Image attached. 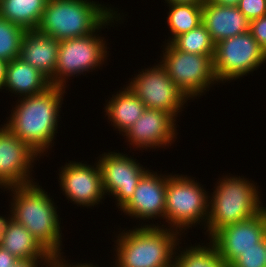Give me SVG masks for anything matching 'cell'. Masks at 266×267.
Listing matches in <instances>:
<instances>
[{"label": "cell", "instance_id": "cell-1", "mask_svg": "<svg viewBox=\"0 0 266 267\" xmlns=\"http://www.w3.org/2000/svg\"><path fill=\"white\" fill-rule=\"evenodd\" d=\"M65 90L51 86L41 94L17 99L3 123L41 158L54 146Z\"/></svg>", "mask_w": 266, "mask_h": 267}, {"label": "cell", "instance_id": "cell-2", "mask_svg": "<svg viewBox=\"0 0 266 267\" xmlns=\"http://www.w3.org/2000/svg\"><path fill=\"white\" fill-rule=\"evenodd\" d=\"M2 190L9 192L12 197L9 201L11 210L8 215L24 226L51 255L64 253L61 252V218L58 206L50 197V193L48 195L46 189L37 181Z\"/></svg>", "mask_w": 266, "mask_h": 267}, {"label": "cell", "instance_id": "cell-3", "mask_svg": "<svg viewBox=\"0 0 266 267\" xmlns=\"http://www.w3.org/2000/svg\"><path fill=\"white\" fill-rule=\"evenodd\" d=\"M133 228H119L112 238L113 263L118 267H174L175 249L183 234L163 226Z\"/></svg>", "mask_w": 266, "mask_h": 267}, {"label": "cell", "instance_id": "cell-4", "mask_svg": "<svg viewBox=\"0 0 266 267\" xmlns=\"http://www.w3.org/2000/svg\"><path fill=\"white\" fill-rule=\"evenodd\" d=\"M244 177L222 175L213 192L209 193V216L204 232L208 235L207 240L219 229L249 219L266 207L263 206V194L258 190L257 183Z\"/></svg>", "mask_w": 266, "mask_h": 267}, {"label": "cell", "instance_id": "cell-5", "mask_svg": "<svg viewBox=\"0 0 266 267\" xmlns=\"http://www.w3.org/2000/svg\"><path fill=\"white\" fill-rule=\"evenodd\" d=\"M105 5L95 0H48L37 30L59 41L88 36L117 11Z\"/></svg>", "mask_w": 266, "mask_h": 267}, {"label": "cell", "instance_id": "cell-6", "mask_svg": "<svg viewBox=\"0 0 266 267\" xmlns=\"http://www.w3.org/2000/svg\"><path fill=\"white\" fill-rule=\"evenodd\" d=\"M190 177L167 173L165 226L164 223L160 225L156 221L154 226L178 230L181 234H188V230L197 224L204 226L201 228L205 230L209 216V191L205 190L204 185L197 182L195 177Z\"/></svg>", "mask_w": 266, "mask_h": 267}, {"label": "cell", "instance_id": "cell-7", "mask_svg": "<svg viewBox=\"0 0 266 267\" xmlns=\"http://www.w3.org/2000/svg\"><path fill=\"white\" fill-rule=\"evenodd\" d=\"M120 14L124 13H119L117 10L96 32L88 36L60 41L54 86L68 89L66 82H69L68 79L71 80L70 77L75 78L81 74L85 76L86 72H93L98 68L101 69L103 64L105 65L110 51H107L109 48L105 37H101V31L108 28V25L114 27L116 21H119V24H121L120 21L123 23L124 15Z\"/></svg>", "mask_w": 266, "mask_h": 267}, {"label": "cell", "instance_id": "cell-8", "mask_svg": "<svg viewBox=\"0 0 266 267\" xmlns=\"http://www.w3.org/2000/svg\"><path fill=\"white\" fill-rule=\"evenodd\" d=\"M162 49L163 54L158 62L189 102L209 92L215 84L218 85L212 55L182 52L172 43H165Z\"/></svg>", "mask_w": 266, "mask_h": 267}, {"label": "cell", "instance_id": "cell-9", "mask_svg": "<svg viewBox=\"0 0 266 267\" xmlns=\"http://www.w3.org/2000/svg\"><path fill=\"white\" fill-rule=\"evenodd\" d=\"M264 63L266 64V52L250 31L215 44L213 65L219 84L244 78Z\"/></svg>", "mask_w": 266, "mask_h": 267}, {"label": "cell", "instance_id": "cell-10", "mask_svg": "<svg viewBox=\"0 0 266 267\" xmlns=\"http://www.w3.org/2000/svg\"><path fill=\"white\" fill-rule=\"evenodd\" d=\"M138 71L126 84L130 90L146 108L165 111L177 119L189 99L174 84L165 68L157 61L153 66Z\"/></svg>", "mask_w": 266, "mask_h": 267}, {"label": "cell", "instance_id": "cell-11", "mask_svg": "<svg viewBox=\"0 0 266 267\" xmlns=\"http://www.w3.org/2000/svg\"><path fill=\"white\" fill-rule=\"evenodd\" d=\"M103 152L96 161L101 171L104 194L113 197L121 209L133 196L143 175L149 170L136 158L118 151ZM99 158V159H98ZM137 160V161H136Z\"/></svg>", "mask_w": 266, "mask_h": 267}, {"label": "cell", "instance_id": "cell-12", "mask_svg": "<svg viewBox=\"0 0 266 267\" xmlns=\"http://www.w3.org/2000/svg\"><path fill=\"white\" fill-rule=\"evenodd\" d=\"M68 161L59 170V186L63 196L72 204L88 209L99 205L106 199L102 187L101 171L97 161ZM105 198V199H104ZM103 200V201H102Z\"/></svg>", "mask_w": 266, "mask_h": 267}, {"label": "cell", "instance_id": "cell-13", "mask_svg": "<svg viewBox=\"0 0 266 267\" xmlns=\"http://www.w3.org/2000/svg\"><path fill=\"white\" fill-rule=\"evenodd\" d=\"M2 126V127H1ZM40 156L19 140L6 125H0V189L34 183L32 171ZM34 163V164H33Z\"/></svg>", "mask_w": 266, "mask_h": 267}, {"label": "cell", "instance_id": "cell-14", "mask_svg": "<svg viewBox=\"0 0 266 267\" xmlns=\"http://www.w3.org/2000/svg\"><path fill=\"white\" fill-rule=\"evenodd\" d=\"M176 118L161 110L146 108L143 115L123 135L127 145L133 150L164 148L174 144L177 139ZM126 136V137H125ZM167 147V148H166Z\"/></svg>", "mask_w": 266, "mask_h": 267}, {"label": "cell", "instance_id": "cell-15", "mask_svg": "<svg viewBox=\"0 0 266 267\" xmlns=\"http://www.w3.org/2000/svg\"><path fill=\"white\" fill-rule=\"evenodd\" d=\"M266 236V207L249 219L219 229L210 240L217 247L219 255L230 266L242 252L259 248Z\"/></svg>", "mask_w": 266, "mask_h": 267}, {"label": "cell", "instance_id": "cell-16", "mask_svg": "<svg viewBox=\"0 0 266 267\" xmlns=\"http://www.w3.org/2000/svg\"><path fill=\"white\" fill-rule=\"evenodd\" d=\"M166 187L167 174L148 170L136 186L132 198L119 211L132 219L145 222H139V226H154L155 218L164 221Z\"/></svg>", "mask_w": 266, "mask_h": 267}, {"label": "cell", "instance_id": "cell-17", "mask_svg": "<svg viewBox=\"0 0 266 267\" xmlns=\"http://www.w3.org/2000/svg\"><path fill=\"white\" fill-rule=\"evenodd\" d=\"M60 41L38 30L24 33L19 57L44 74L54 86Z\"/></svg>", "mask_w": 266, "mask_h": 267}, {"label": "cell", "instance_id": "cell-18", "mask_svg": "<svg viewBox=\"0 0 266 267\" xmlns=\"http://www.w3.org/2000/svg\"><path fill=\"white\" fill-rule=\"evenodd\" d=\"M202 24L216 44L223 39L249 31L250 21L237 6H220L205 0Z\"/></svg>", "mask_w": 266, "mask_h": 267}, {"label": "cell", "instance_id": "cell-19", "mask_svg": "<svg viewBox=\"0 0 266 267\" xmlns=\"http://www.w3.org/2000/svg\"><path fill=\"white\" fill-rule=\"evenodd\" d=\"M0 245L18 259H51L52 255L9 215L0 220Z\"/></svg>", "mask_w": 266, "mask_h": 267}, {"label": "cell", "instance_id": "cell-20", "mask_svg": "<svg viewBox=\"0 0 266 267\" xmlns=\"http://www.w3.org/2000/svg\"><path fill=\"white\" fill-rule=\"evenodd\" d=\"M49 87L50 80L44 74L18 57L8 62L1 91L5 89L19 99L41 94Z\"/></svg>", "mask_w": 266, "mask_h": 267}, {"label": "cell", "instance_id": "cell-21", "mask_svg": "<svg viewBox=\"0 0 266 267\" xmlns=\"http://www.w3.org/2000/svg\"><path fill=\"white\" fill-rule=\"evenodd\" d=\"M115 93L105 101L104 115L113 130L117 129L119 135H123L143 115L146 106L127 85Z\"/></svg>", "mask_w": 266, "mask_h": 267}, {"label": "cell", "instance_id": "cell-22", "mask_svg": "<svg viewBox=\"0 0 266 267\" xmlns=\"http://www.w3.org/2000/svg\"><path fill=\"white\" fill-rule=\"evenodd\" d=\"M48 0H1L0 17L23 29L37 30Z\"/></svg>", "mask_w": 266, "mask_h": 267}, {"label": "cell", "instance_id": "cell-23", "mask_svg": "<svg viewBox=\"0 0 266 267\" xmlns=\"http://www.w3.org/2000/svg\"><path fill=\"white\" fill-rule=\"evenodd\" d=\"M209 241L206 244L204 241L201 245L195 243V246L191 244L184 248L179 246L182 244V241H179L174 254V267H229L219 255L214 243Z\"/></svg>", "mask_w": 266, "mask_h": 267}, {"label": "cell", "instance_id": "cell-24", "mask_svg": "<svg viewBox=\"0 0 266 267\" xmlns=\"http://www.w3.org/2000/svg\"><path fill=\"white\" fill-rule=\"evenodd\" d=\"M166 22L170 37L163 43H171L180 34L191 31L202 24L203 4H171L167 5Z\"/></svg>", "mask_w": 266, "mask_h": 267}, {"label": "cell", "instance_id": "cell-25", "mask_svg": "<svg viewBox=\"0 0 266 267\" xmlns=\"http://www.w3.org/2000/svg\"><path fill=\"white\" fill-rule=\"evenodd\" d=\"M171 43L182 52L214 57L215 43L203 24L189 32L180 34Z\"/></svg>", "mask_w": 266, "mask_h": 267}, {"label": "cell", "instance_id": "cell-26", "mask_svg": "<svg viewBox=\"0 0 266 267\" xmlns=\"http://www.w3.org/2000/svg\"><path fill=\"white\" fill-rule=\"evenodd\" d=\"M25 32L19 25L0 17V59L10 62L19 57Z\"/></svg>", "mask_w": 266, "mask_h": 267}, {"label": "cell", "instance_id": "cell-27", "mask_svg": "<svg viewBox=\"0 0 266 267\" xmlns=\"http://www.w3.org/2000/svg\"><path fill=\"white\" fill-rule=\"evenodd\" d=\"M266 236L259 242V248H252L242 254L229 267H266Z\"/></svg>", "mask_w": 266, "mask_h": 267}, {"label": "cell", "instance_id": "cell-28", "mask_svg": "<svg viewBox=\"0 0 266 267\" xmlns=\"http://www.w3.org/2000/svg\"><path fill=\"white\" fill-rule=\"evenodd\" d=\"M237 7L249 21L266 15V0H240Z\"/></svg>", "mask_w": 266, "mask_h": 267}, {"label": "cell", "instance_id": "cell-29", "mask_svg": "<svg viewBox=\"0 0 266 267\" xmlns=\"http://www.w3.org/2000/svg\"><path fill=\"white\" fill-rule=\"evenodd\" d=\"M249 31L266 52V15L250 21Z\"/></svg>", "mask_w": 266, "mask_h": 267}, {"label": "cell", "instance_id": "cell-30", "mask_svg": "<svg viewBox=\"0 0 266 267\" xmlns=\"http://www.w3.org/2000/svg\"><path fill=\"white\" fill-rule=\"evenodd\" d=\"M66 256L61 254L52 255L51 260L58 266V267H99L97 264H93L92 262L88 261L89 263H76V262H69L68 258L65 259ZM69 262V263H68ZM71 263V264H70ZM76 263V264H75Z\"/></svg>", "mask_w": 266, "mask_h": 267}, {"label": "cell", "instance_id": "cell-31", "mask_svg": "<svg viewBox=\"0 0 266 267\" xmlns=\"http://www.w3.org/2000/svg\"><path fill=\"white\" fill-rule=\"evenodd\" d=\"M50 260L51 259H18L12 267H44Z\"/></svg>", "mask_w": 266, "mask_h": 267}, {"label": "cell", "instance_id": "cell-32", "mask_svg": "<svg viewBox=\"0 0 266 267\" xmlns=\"http://www.w3.org/2000/svg\"><path fill=\"white\" fill-rule=\"evenodd\" d=\"M18 258L13 256L5 248L0 245V267H12L17 262Z\"/></svg>", "mask_w": 266, "mask_h": 267}, {"label": "cell", "instance_id": "cell-33", "mask_svg": "<svg viewBox=\"0 0 266 267\" xmlns=\"http://www.w3.org/2000/svg\"><path fill=\"white\" fill-rule=\"evenodd\" d=\"M7 64V61L0 59V92L5 81Z\"/></svg>", "mask_w": 266, "mask_h": 267}, {"label": "cell", "instance_id": "cell-34", "mask_svg": "<svg viewBox=\"0 0 266 267\" xmlns=\"http://www.w3.org/2000/svg\"><path fill=\"white\" fill-rule=\"evenodd\" d=\"M205 0H165L164 3H167V5L171 4H203Z\"/></svg>", "mask_w": 266, "mask_h": 267}, {"label": "cell", "instance_id": "cell-35", "mask_svg": "<svg viewBox=\"0 0 266 267\" xmlns=\"http://www.w3.org/2000/svg\"><path fill=\"white\" fill-rule=\"evenodd\" d=\"M211 3L220 5V6H238L240 0H208Z\"/></svg>", "mask_w": 266, "mask_h": 267}, {"label": "cell", "instance_id": "cell-36", "mask_svg": "<svg viewBox=\"0 0 266 267\" xmlns=\"http://www.w3.org/2000/svg\"><path fill=\"white\" fill-rule=\"evenodd\" d=\"M45 267H58L52 260L45 264Z\"/></svg>", "mask_w": 266, "mask_h": 267}]
</instances>
